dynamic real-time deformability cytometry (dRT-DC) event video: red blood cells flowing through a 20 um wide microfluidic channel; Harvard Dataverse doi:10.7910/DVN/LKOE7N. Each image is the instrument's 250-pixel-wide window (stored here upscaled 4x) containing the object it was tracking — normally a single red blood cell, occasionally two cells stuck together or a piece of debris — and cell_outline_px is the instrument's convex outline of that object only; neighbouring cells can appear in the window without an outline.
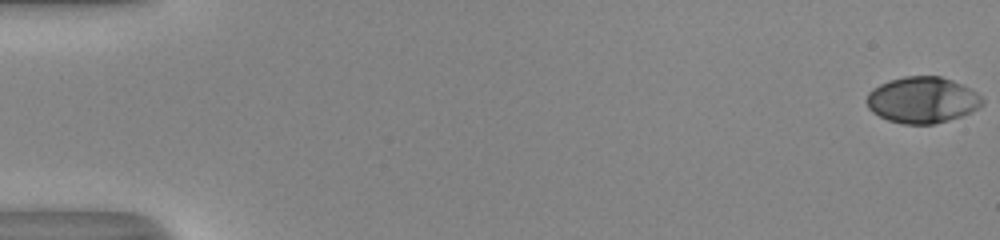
{"species": "human", "species_latin": "Homo sapiens", "temperature_condition": "room temperature", "stored_images_in_passage": 49, "camera_frame_rate_fps": 3000, "um_per_image_px": 0.085, "donor": {"sex": "male"}, "frame": {"image": 1, "passage_image": 1, "time_ms": 0.0, "image_size_px": [1000, 240], "cell_outline_px": [[984, 104], [960, 116], [936, 124], [904, 124], [888, 120], [872, 112], [868, 108], [868, 92], [872, 88], [888, 80], [904, 76], [940, 76], [952, 80], [976, 92], [984, 100]], "centroid_in_image_um": [78.37, 8.49], "position_along_channel_um": 6.6, "area_um2": 30.92}}
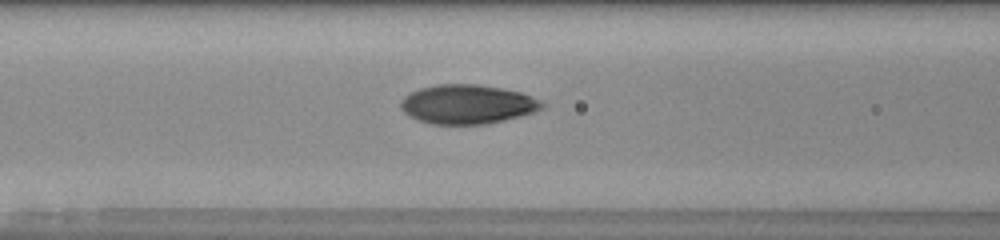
{"frame": {"image": 2, "passage_image": 24, "time_ms": 7.667, "image_size_px": [1000, 240], "cell_outline_px": [[544, 108], [536, 112], [504, 120], [484, 124], [432, 124], [408, 116], [400, 108], [400, 100], [404, 96], [420, 88], [436, 84], [476, 84], [500, 88], [520, 92], [540, 100], [544, 104]], "centroid_in_image_um": [39.71, 8.86], "position_along_channel_um": 126.9, "area_um2": 32.25}}
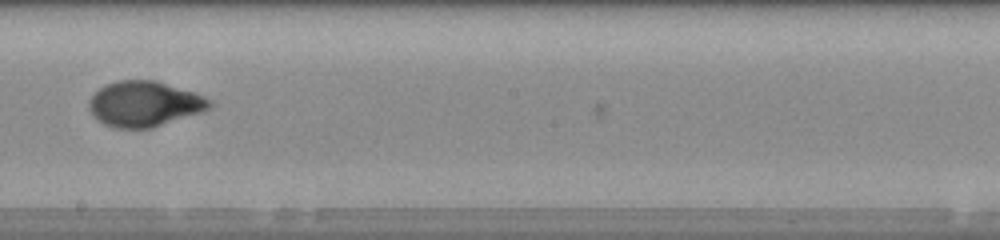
{"frame": {"image": 3, "passage_image": 32, "time_ms": 10.333, "image_size_px": [1000, 240], "cell_outline_px": [[212, 108], [204, 112], [152, 128], [112, 128], [104, 124], [92, 116], [88, 108], [88, 100], [104, 84], [116, 80], [156, 80], [196, 92], [212, 100]], "centroid_in_image_um": [12.29, 8.83], "position_along_channel_um": 235.9, "area_um2": 32.54}}